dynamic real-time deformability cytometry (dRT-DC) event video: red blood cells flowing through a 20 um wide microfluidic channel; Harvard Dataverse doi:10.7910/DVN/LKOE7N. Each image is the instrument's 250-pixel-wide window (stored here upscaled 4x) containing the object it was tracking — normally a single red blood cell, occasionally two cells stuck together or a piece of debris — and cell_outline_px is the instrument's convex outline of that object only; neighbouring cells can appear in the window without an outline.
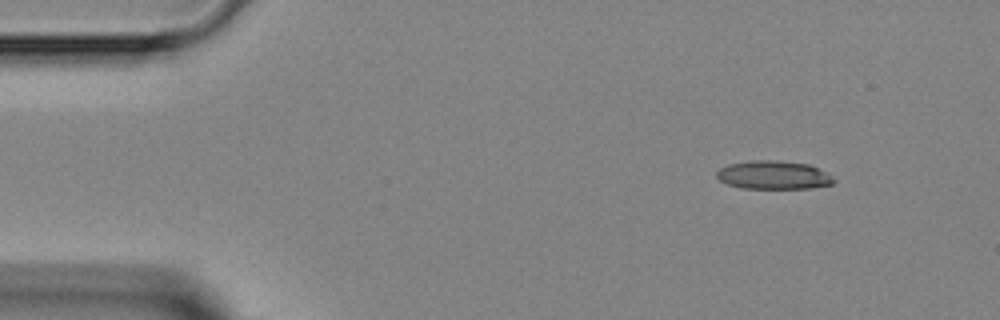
{"species": "Egyptian fruit bat (a non-hibernating species)", "species_latin": "Rousettus aegyptiacus", "temperature_condition": "room temperature", "stored_images_in_passage": 42, "camera_frame_rate_fps": 3000, "um_per_image_px": 0.085, "animal": {"sex": "female"}, "frame": {"image": 1, "passage_image": 1, "time_ms": 0.0, "image_size_px": [1000, 320], "cell_outline_px": [[836, 180], [832, 184], [812, 188], [740, 188], [728, 184], [720, 180], [716, 176], [716, 172], [720, 168], [728, 164], [748, 160], [776, 160], [808, 164], [832, 176]], "centroid_in_image_um": [65.72, 14.87], "position_along_channel_um": 19.3, "area_um2": 19.36}}
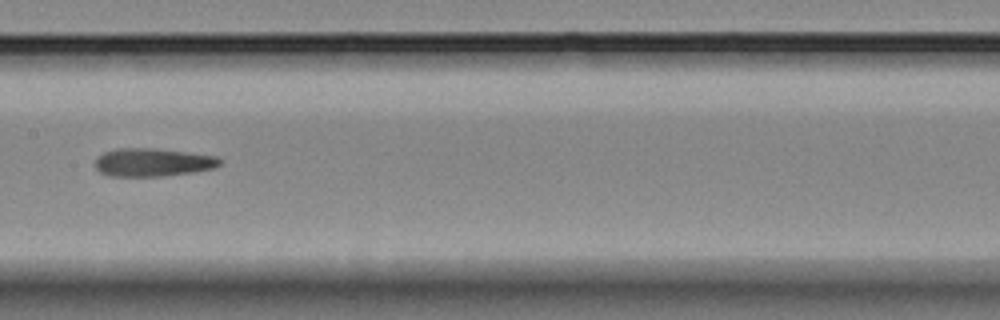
{"frame": {"image": 2, "passage_image": 19, "time_ms": 6.0, "image_size_px": [1000, 320], "cell_outline_px": [[224, 160], [220, 164], [212, 168], [192, 172], [164, 176], [108, 176], [100, 172], [96, 168], [96, 160], [104, 152], [116, 148], [152, 148], [216, 156]], "centroid_in_image_um": [12.98, 13.8], "position_along_channel_um": 194.4, "area_um2": 20.29}}
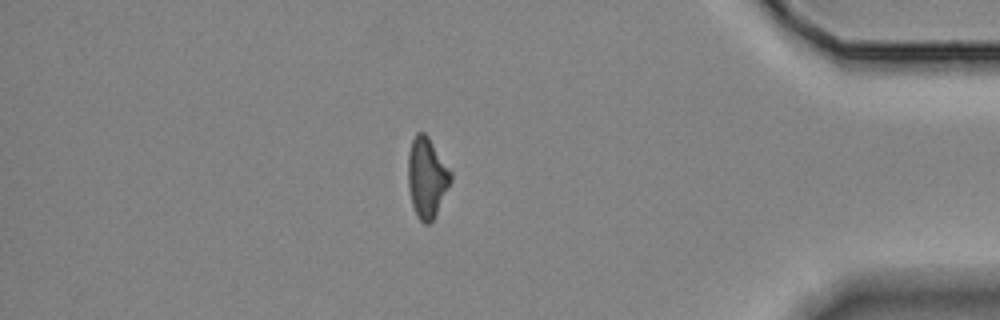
{"frame": {"image": 3, "passage_image": 36, "time_ms": 11.667, "image_size_px": [1000, 320], "cell_outline_px": [[452, 180], [436, 216], [428, 224], [424, 224], [420, 220], [412, 204], [408, 188], [408, 152], [412, 140], [416, 132], [424, 132], [428, 136], [452, 172]], "centroid_in_image_um": [36.29, 15.08], "position_along_channel_um": 398.9, "area_um2": 20.06}}